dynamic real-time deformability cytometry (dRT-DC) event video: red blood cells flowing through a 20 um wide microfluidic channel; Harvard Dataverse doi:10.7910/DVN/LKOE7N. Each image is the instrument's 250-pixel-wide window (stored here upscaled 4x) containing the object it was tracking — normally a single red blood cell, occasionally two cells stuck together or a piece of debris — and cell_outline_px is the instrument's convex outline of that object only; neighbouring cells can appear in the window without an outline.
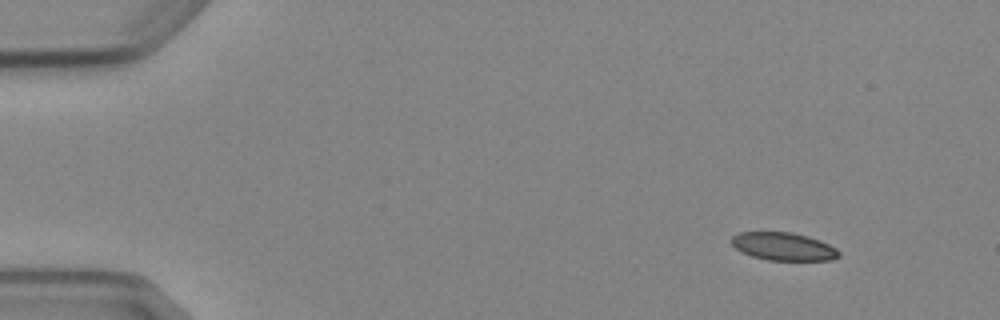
{"species": "Egyptian fruit bat (a non-hibernating species)", "species_latin": "Rousettus aegyptiacus", "temperature_condition": "cold", "stored_images_in_passage": 4, "camera_frame_rate_fps": 3000, "um_per_image_px": 0.085, "animal": {"sex": "female"}, "frame": {"image": 1, "passage_image": 1, "time_ms": 0.0, "image_size_px": [1000, 320], "cell_outline_px": [[840, 256], [832, 260], [768, 260], [752, 256], [740, 252], [732, 244], [732, 236], [740, 232], [792, 232], [808, 236], [820, 240], [836, 248], [840, 252]], "centroid_in_image_um": [66.6, 20.95], "position_along_channel_um": 18.4, "area_um2": 17.51}}
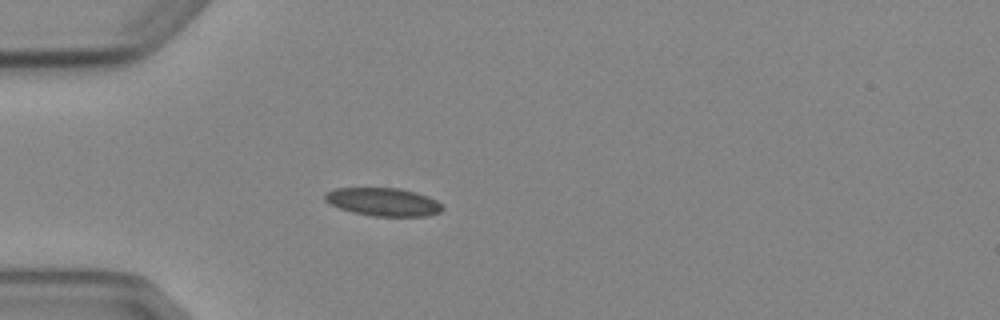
{"frame": {"image": 2, "passage_image": 4, "time_ms": 3.333, "image_size_px": [1000, 320], "cell_outline_px": [[444, 208], [440, 212], [428, 216], [372, 216], [352, 212], [340, 208], [324, 200], [324, 196], [328, 192], [336, 188], [400, 188], [416, 192], [428, 196], [444, 204]], "centroid_in_image_um": [32.63, 17.16], "position_along_channel_um": 52.4, "area_um2": 19.31}}